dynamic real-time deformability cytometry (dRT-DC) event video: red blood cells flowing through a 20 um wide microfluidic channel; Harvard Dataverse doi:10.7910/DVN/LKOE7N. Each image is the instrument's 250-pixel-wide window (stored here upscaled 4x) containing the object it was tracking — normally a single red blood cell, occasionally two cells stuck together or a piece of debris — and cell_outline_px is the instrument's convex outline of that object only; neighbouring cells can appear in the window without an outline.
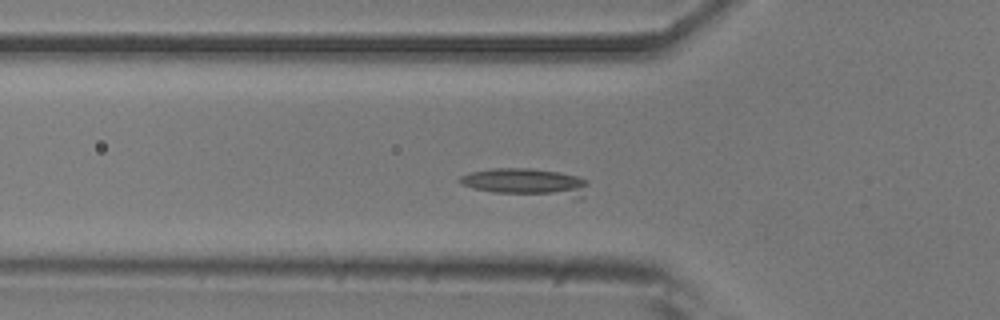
{"species": "common noctule bat (a hibernating species)", "species_latin": "Nyctalus noctula", "temperature_condition": "room temperature", "stored_images_in_passage": 18, "camera_frame_rate_fps": 3000, "um_per_image_px": 0.085, "animal": {"sex": "male", "body_mass_g": 20.5, "forearm_length_mm": 52.5}, "frame": {"image": 1, "passage_image": 6, "time_ms": 1.667, "image_size_px": [1000, 320], "cell_outline_px": [[588, 184], [584, 196], [572, 200], [492, 192], [472, 188], [460, 184], [456, 180], [460, 176], [472, 172], [492, 168], [532, 168], [556, 172], [576, 176], [588, 180]], "centroid_in_image_um": [44.77, 15.53], "position_along_channel_um": 81.0, "area_um2": 21.39}}
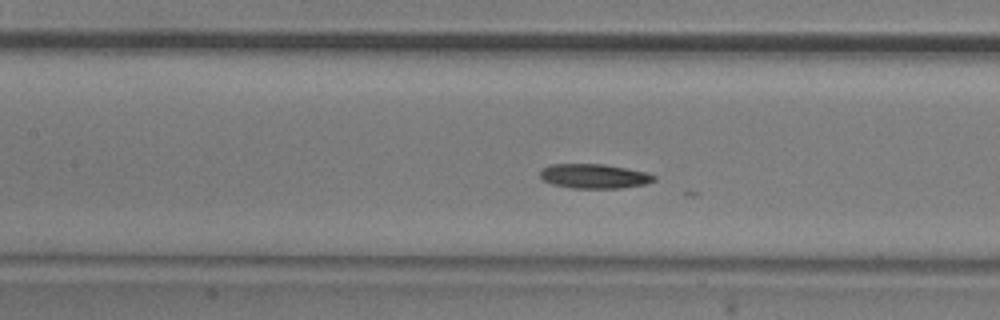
{"frame": {"image": 2, "passage_image": 12, "time_ms": 3.667, "image_size_px": [1000, 320], "cell_outline_px": [[656, 180], [644, 184], [620, 188], [572, 188], [552, 184], [544, 180], [540, 176], [540, 172], [548, 164], [604, 164], [628, 168], [648, 172], [656, 176]], "centroid_in_image_um": [50.53, 14.97], "position_along_channel_um": 156.9, "area_um2": 16.3}}
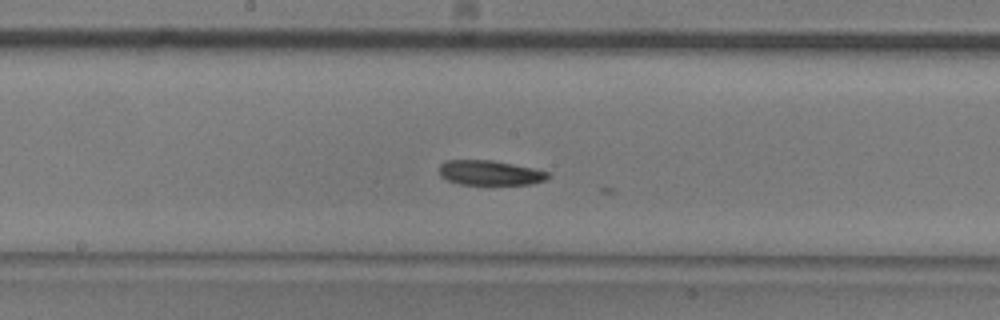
{"frame": {"image": 3, "passage_image": 16, "time_ms": 5.0, "image_size_px": [1000, 320], "cell_outline_px": [[552, 176], [544, 180], [532, 184], [460, 184], [448, 180], [440, 176], [440, 164], [448, 160], [492, 160], [532, 168], [548, 172]], "centroid_in_image_um": [41.65, 14.69], "position_along_channel_um": 206.6, "area_um2": 15.55}}